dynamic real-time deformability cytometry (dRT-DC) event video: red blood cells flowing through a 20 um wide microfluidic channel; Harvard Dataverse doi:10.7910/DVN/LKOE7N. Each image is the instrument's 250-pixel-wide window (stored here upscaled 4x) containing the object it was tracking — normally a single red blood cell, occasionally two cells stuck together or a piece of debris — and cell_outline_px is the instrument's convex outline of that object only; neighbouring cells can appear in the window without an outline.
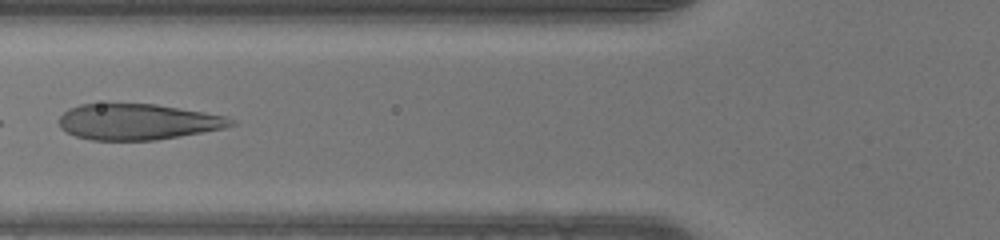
{"species": "human", "species_latin": "Homo sapiens", "temperature_condition": "warm", "stored_images_in_passage": 12, "camera_frame_rate_fps": 3000, "um_per_image_px": 0.085, "donor": {"sex": "male"}, "frame": {"image": 1, "passage_image": 7, "time_ms": 2.0, "image_size_px": [1000, 240], "cell_outline_px": [[240, 124], [224, 128], [180, 136], [156, 140], [92, 140], [76, 136], [60, 128], [60, 116], [68, 108], [80, 104], [108, 100], [156, 104], [228, 116], [236, 120]], "centroid_in_image_um": [11.71, 10.3], "position_along_channel_um": 114.1, "area_um2": 37.17}}